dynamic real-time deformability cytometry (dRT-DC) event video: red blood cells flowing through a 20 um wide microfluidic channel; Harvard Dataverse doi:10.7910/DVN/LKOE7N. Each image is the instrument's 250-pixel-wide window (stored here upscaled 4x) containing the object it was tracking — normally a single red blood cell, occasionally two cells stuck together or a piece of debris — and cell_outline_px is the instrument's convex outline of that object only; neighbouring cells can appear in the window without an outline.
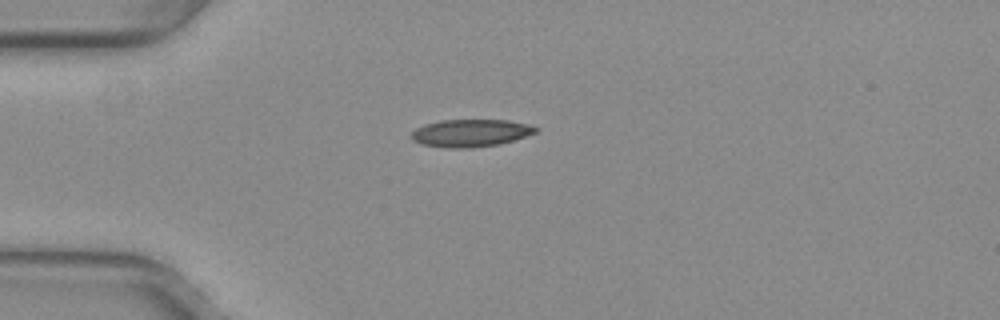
{"species": "common noctule bat (a hibernating species)", "species_latin": "Nyctalus noctula", "temperature_condition": "warm", "stored_images_in_passage": 27, "camera_frame_rate_fps": 3000, "um_per_image_px": 0.085, "animal": {"sex": "female", "body_mass_g": 29.2, "forearm_length_mm": 56.3}, "frame": {"image": 1, "passage_image": 4, "time_ms": 1.0, "image_size_px": [1000, 320], "cell_outline_px": [[540, 128], [536, 132], [500, 144], [472, 148], [448, 148], [424, 144], [412, 140], [412, 132], [416, 128], [424, 124], [440, 120], [508, 120], [528, 124]], "centroid_in_image_um": [40.0, 11.3], "position_along_channel_um": 45.0, "area_um2": 19.83}}
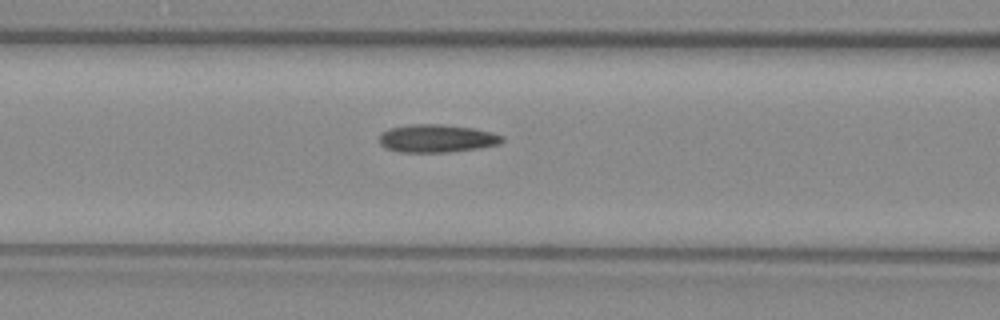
{"frame": {"image": 2, "passage_image": 12, "time_ms": 3.667, "image_size_px": [1000, 320], "cell_outline_px": [[504, 140], [500, 144], [480, 148], [452, 152], [400, 152], [384, 148], [380, 144], [380, 136], [388, 128], [412, 124], [444, 124], [472, 128], [492, 132], [504, 136]], "centroid_in_image_um": [37.15, 11.77], "position_along_channel_um": 129.4, "area_um2": 20.17}}
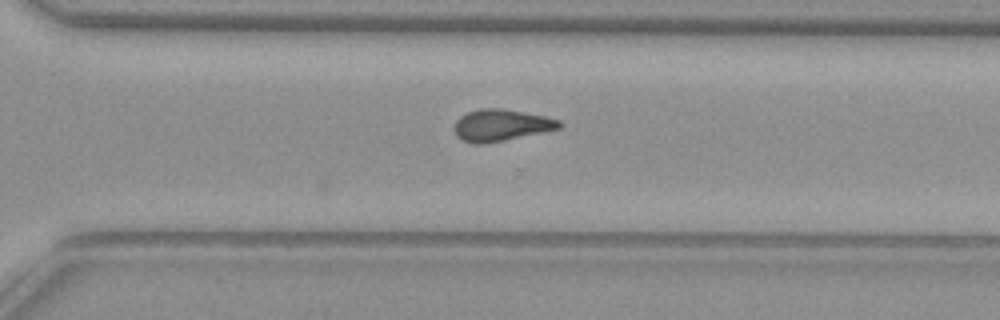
{"frame": {"image": 3, "passage_image": 27, "time_ms": 8.667, "image_size_px": [1000, 320], "cell_outline_px": [[564, 124], [560, 128], [484, 144], [472, 144], [460, 140], [456, 136], [452, 128], [456, 120], [460, 116], [468, 112], [480, 108], [504, 108], [544, 116], [560, 120]], "centroid_in_image_um": [42.53, 10.64], "position_along_channel_um": 328.1, "area_um2": 19.54}}